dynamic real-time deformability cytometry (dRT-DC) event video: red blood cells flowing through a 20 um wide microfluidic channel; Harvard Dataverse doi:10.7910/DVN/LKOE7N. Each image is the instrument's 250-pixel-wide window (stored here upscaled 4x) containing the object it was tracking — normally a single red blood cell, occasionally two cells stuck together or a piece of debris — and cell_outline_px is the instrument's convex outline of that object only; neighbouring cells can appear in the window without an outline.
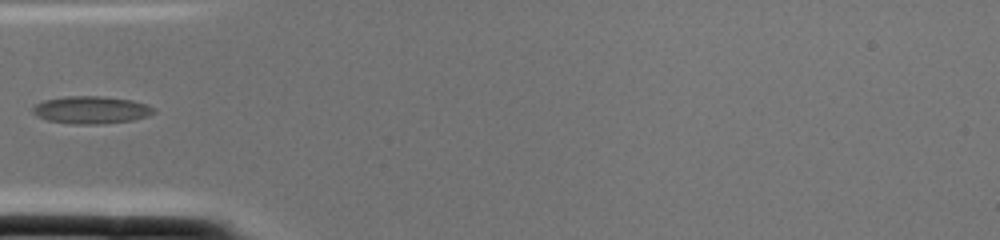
{"species": "common noctule bat (a hibernating species)", "species_latin": "Nyctalus noctula", "temperature_condition": "cold", "stored_images_in_passage": 2, "camera_frame_rate_fps": 3000, "um_per_image_px": 0.085, "animal": {"sex": "female", "body_mass_g": 22.0, "forearm_length_mm": 56.7}, "frame": {"image": 1, "passage_image": 2, "time_ms": 0.333, "image_size_px": [1000, 240], "cell_outline_px": [[156, 112], [148, 116], [132, 120], [100, 124], [72, 124], [48, 120], [36, 116], [32, 112], [32, 108], [36, 104], [44, 100], [64, 96], [104, 96], [132, 100], [148, 104], [156, 108]], "centroid_in_image_um": [7.77, 9.34], "position_along_channel_um": 77.2, "area_um2": 19.59}}